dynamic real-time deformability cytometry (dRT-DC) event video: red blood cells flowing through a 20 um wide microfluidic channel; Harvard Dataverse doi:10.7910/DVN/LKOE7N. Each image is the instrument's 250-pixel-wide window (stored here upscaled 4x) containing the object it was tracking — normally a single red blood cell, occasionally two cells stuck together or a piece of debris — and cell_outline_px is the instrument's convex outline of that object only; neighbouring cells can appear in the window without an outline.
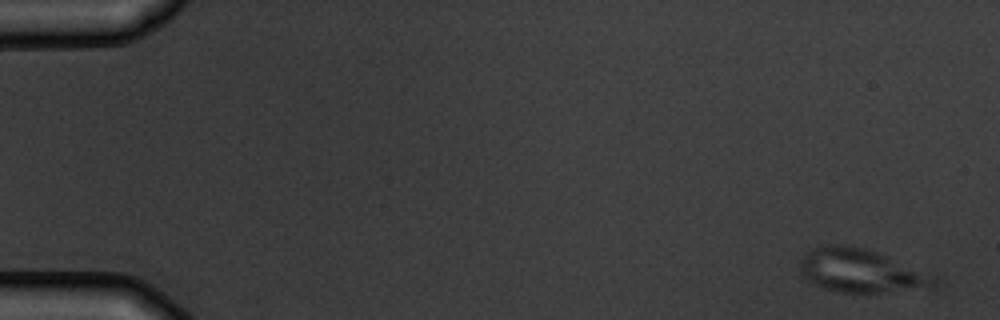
{"species": "common noctule bat (a hibernating species)", "species_latin": "Nyctalus noctula", "temperature_condition": "warm", "stored_images_in_passage": 5, "camera_frame_rate_fps": 3000, "um_per_image_px": 0.085, "animal": {"sex": "male", "body_mass_g": 19.5, "forearm_length_mm": 54.6}, "frame": {"image": 1, "passage_image": 1, "time_ms": 0.0, "image_size_px": [1000, 320], "cell_outline_px": [[940, 280], [936, 292], [836, 292], [824, 288], [808, 280], [804, 276], [800, 268], [800, 260], [812, 248], [828, 244], [836, 244], [864, 248], [936, 272]], "centroid_in_image_um": [73.47, 23.06], "position_along_channel_um": 11.5, "area_um2": 35.55}}